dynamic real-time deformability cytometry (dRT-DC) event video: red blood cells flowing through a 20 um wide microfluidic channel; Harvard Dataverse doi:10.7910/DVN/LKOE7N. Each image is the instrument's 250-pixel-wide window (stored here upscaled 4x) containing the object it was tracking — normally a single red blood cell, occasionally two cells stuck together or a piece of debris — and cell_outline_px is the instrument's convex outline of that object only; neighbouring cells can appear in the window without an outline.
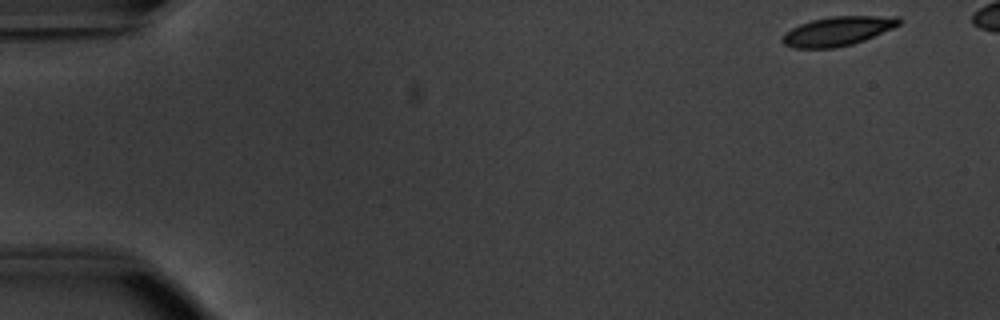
{"species": "common noctule bat (a hibernating species)", "species_latin": "Nyctalus noctula", "temperature_condition": "warm", "stored_images_in_passage": 47, "camera_frame_rate_fps": 3000, "um_per_image_px": 0.085, "animal": {"sex": "male", "body_mass_g": 20.1, "forearm_length_mm": 53.5}, "frame": {"image": 1, "passage_image": 1, "time_ms": 0.0, "image_size_px": [1000, 320], "cell_outline_px": [[900, 24], [892, 28], [864, 40], [852, 44], [836, 48], [792, 48], [784, 44], [780, 40], [784, 32], [800, 24], [812, 20], [832, 16], [900, 16]], "centroid_in_image_um": [71.17, 2.65], "position_along_channel_um": 13.8, "area_um2": 19.83}}
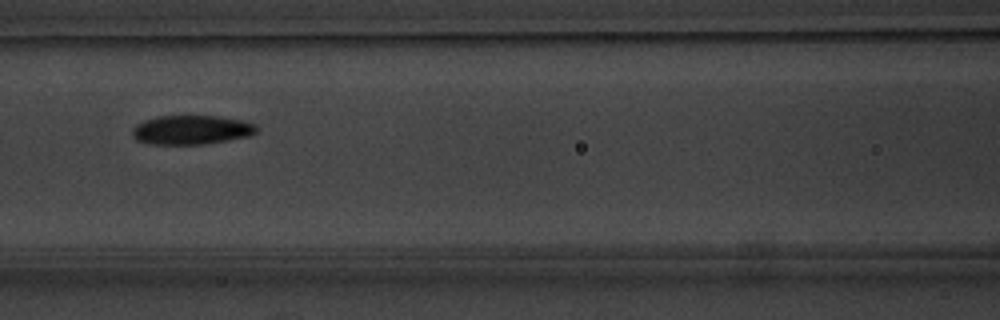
{"frame": {"image": 2, "passage_image": 22, "time_ms": 7.0, "image_size_px": [1000, 320], "cell_outline_px": [[256, 132], [248, 136], [228, 140], [204, 144], [148, 144], [136, 140], [132, 136], [132, 128], [136, 124], [144, 120], [156, 116], [216, 116], [244, 120], [256, 124]], "centroid_in_image_um": [16.23, 11.04], "position_along_channel_um": 150.4, "area_um2": 21.21}}
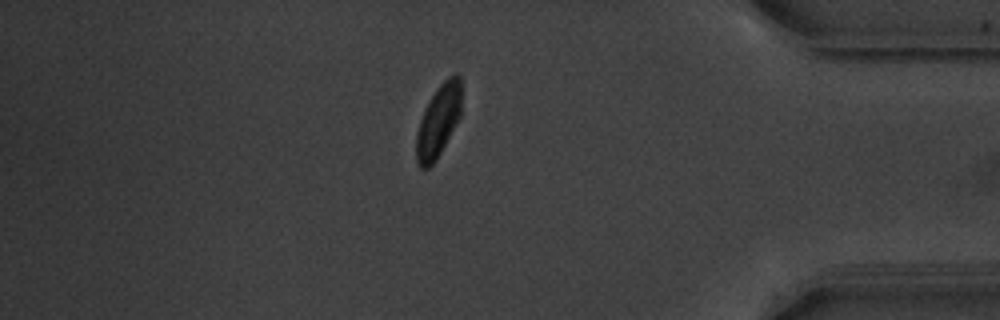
{"frame": {"image": 3, "passage_image": 44, "time_ms": 14.333, "image_size_px": [1000, 320], "cell_outline_px": [[460, 116], [436, 160], [428, 168], [420, 168], [416, 160], [416, 136], [420, 120], [424, 108], [436, 88], [448, 76], [456, 72], [460, 76]], "centroid_in_image_um": [37.24, 10.26], "position_along_channel_um": 398.0, "area_um2": 18.84}}